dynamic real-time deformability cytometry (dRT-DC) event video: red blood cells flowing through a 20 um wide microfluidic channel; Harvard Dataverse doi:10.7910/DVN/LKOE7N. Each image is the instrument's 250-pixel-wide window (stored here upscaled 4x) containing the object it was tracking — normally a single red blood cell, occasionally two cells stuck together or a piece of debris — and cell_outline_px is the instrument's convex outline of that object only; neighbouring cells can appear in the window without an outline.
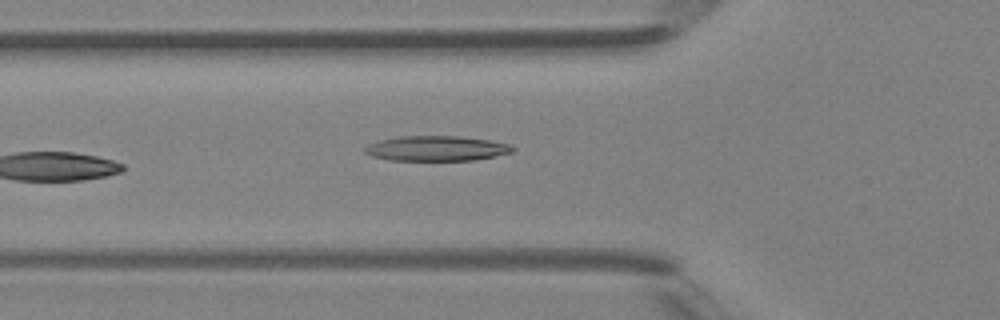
{"species": "Egyptian fruit bat (a non-hibernating species)", "species_latin": "Rousettus aegyptiacus", "temperature_condition": "room temperature", "stored_images_in_passage": 5, "camera_frame_rate_fps": 3000, "um_per_image_px": 0.085, "animal": {"sex": "female"}, "frame": {"image": 1, "passage_image": 5, "time_ms": 4.667, "image_size_px": [1000, 320], "cell_outline_px": [[516, 148], [512, 152], [472, 160], [388, 160], [372, 156], [364, 152], [364, 148], [368, 144], [380, 140], [400, 136], [460, 136], [488, 140], [508, 144]], "centroid_in_image_um": [37.06, 12.61], "position_along_channel_um": 88.7, "area_um2": 21.39}}